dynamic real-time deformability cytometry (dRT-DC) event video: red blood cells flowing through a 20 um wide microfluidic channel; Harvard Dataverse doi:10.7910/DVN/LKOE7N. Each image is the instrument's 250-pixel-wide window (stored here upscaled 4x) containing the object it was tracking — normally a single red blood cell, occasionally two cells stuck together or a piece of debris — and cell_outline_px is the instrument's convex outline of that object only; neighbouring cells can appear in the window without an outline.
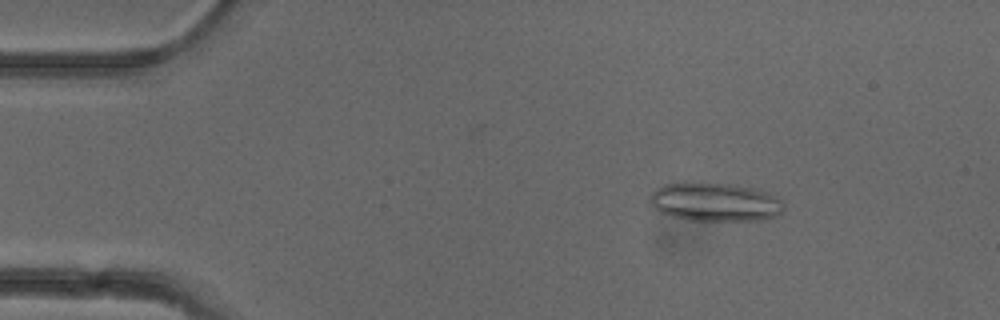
{"species": "common noctule bat (a hibernating species)", "species_latin": "Nyctalus noctula", "temperature_condition": "cold", "stored_images_in_passage": 52, "camera_frame_rate_fps": 3000, "um_per_image_px": 0.085, "animal": {"sex": "female"}, "frame": {"image": 1, "passage_image": 8, "time_ms": 2.333, "image_size_px": [1000, 320], "cell_outline_px": [[784, 208], [776, 216], [760, 220], [688, 220], [672, 216], [660, 212], [652, 204], [652, 192], [656, 188], [664, 184], [732, 184], [752, 188], [764, 192], [780, 200], [784, 204]], "centroid_in_image_um": [60.79, 17.19], "position_along_channel_um": 24.2, "area_um2": 29.19}}
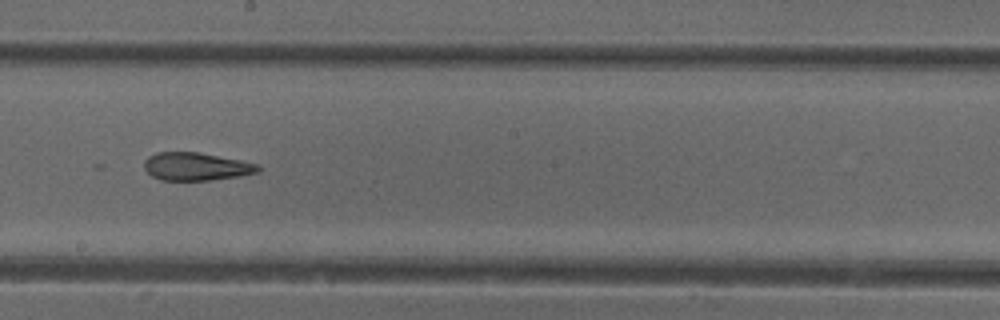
{"frame": {"image": 2, "passage_image": 29, "time_ms": 9.333, "image_size_px": [1000, 320], "cell_outline_px": [[260, 172], [240, 176], [212, 180], [160, 180], [152, 176], [144, 168], [144, 160], [148, 156], [156, 152], [200, 152], [260, 164]], "centroid_in_image_um": [16.69, 14.15], "position_along_channel_um": 231.5, "area_um2": 18.73}}
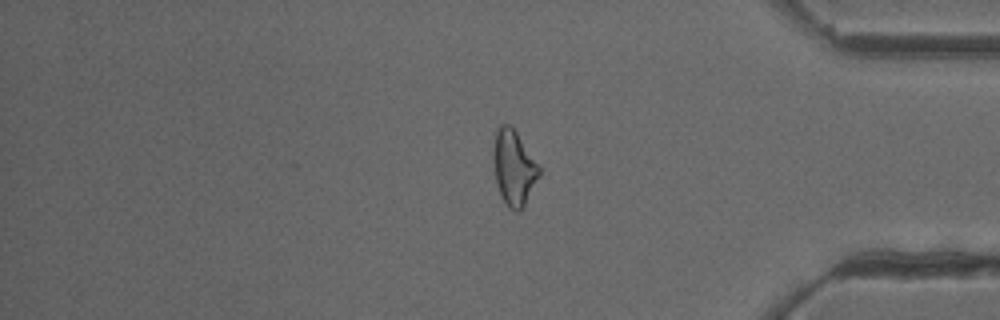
{"frame": {"image": 3, "passage_image": 43, "time_ms": 14.0, "image_size_px": [1000, 320], "cell_outline_px": [[540, 176], [520, 212], [516, 212], [508, 208], [500, 196], [496, 184], [492, 156], [492, 148], [496, 128], [500, 124], [508, 124], [516, 132], [540, 168]], "centroid_in_image_um": [43.63, 14.27], "position_along_channel_um": 391.6, "area_um2": 20.17}, "authors_computed_cell_mechanics": {"area_um2": 21.0103, "velocity_mm_per_s": 3.9548, "shape_relaxation_time_tau1_ms": null, "shape_relaxation_time_tau2_ms": 2.6821, "deformation_change_tau1": null, "deformation_change_tau2": 0.1162}}